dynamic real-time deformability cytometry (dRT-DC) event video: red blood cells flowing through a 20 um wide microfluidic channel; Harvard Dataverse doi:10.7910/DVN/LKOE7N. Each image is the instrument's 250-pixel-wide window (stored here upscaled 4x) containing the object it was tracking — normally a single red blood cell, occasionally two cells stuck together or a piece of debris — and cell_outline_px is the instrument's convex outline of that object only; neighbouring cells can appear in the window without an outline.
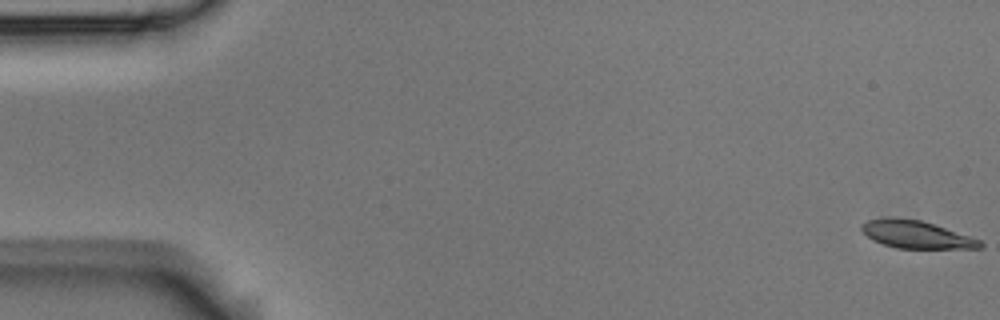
{"species": "Egyptian fruit bat (a non-hibernating species)", "species_latin": "Rousettus aegyptiacus", "temperature_condition": "room temperature", "stored_images_in_passage": 55, "camera_frame_rate_fps": 3000, "um_per_image_px": 0.085, "animal": {"sex": "male"}, "frame": {"image": 1, "passage_image": 1, "time_ms": 0.0, "image_size_px": [1000, 320], "cell_outline_px": [[984, 244], [980, 248], [896, 248], [872, 240], [860, 232], [860, 224], [868, 220], [888, 216], [920, 220], [980, 240]], "centroid_in_image_um": [77.77, 19.92], "position_along_channel_um": 7.2, "area_um2": 18.96}}
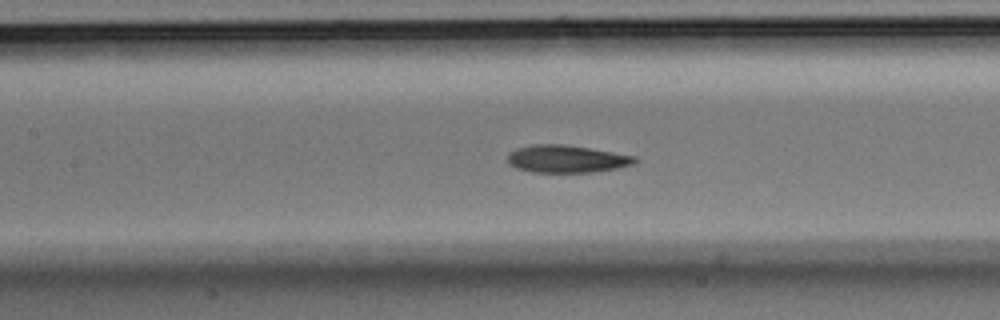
{"frame": {"image": 2, "passage_image": 25, "time_ms": 8.0, "image_size_px": [1000, 320], "cell_outline_px": [[640, 160], [636, 164], [616, 168], [592, 172], [532, 172], [516, 168], [508, 164], [508, 152], [516, 148], [532, 144], [564, 144], [636, 156]], "centroid_in_image_um": [48.16, 13.5], "position_along_channel_um": 159.2, "area_um2": 20.52}}
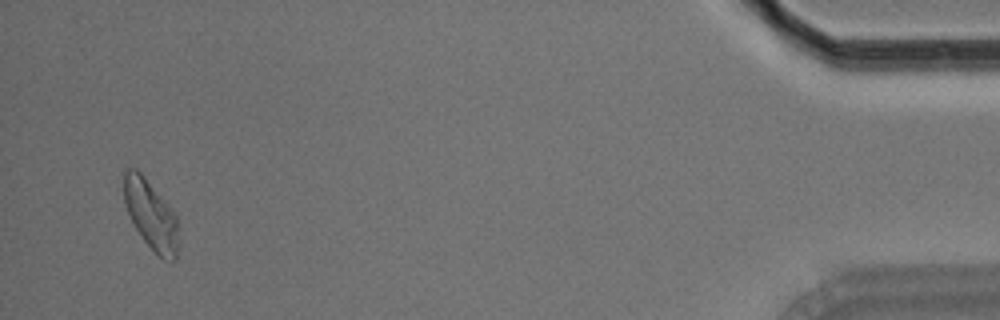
{"frame": {"image": 3, "passage_image": 53, "time_ms": 17.333, "image_size_px": [1000, 320], "cell_outline_px": [[176, 260], [164, 260], [144, 240], [136, 228], [128, 212], [124, 200], [124, 172], [128, 168], [136, 168], [144, 176], [176, 216]], "centroid_in_image_um": [12.78, 18.23], "position_along_channel_um": 422.4, "area_um2": 20.98}, "authors_computed_cell_mechanics": {"area_um2": 20.519, "velocity_mm_per_s": 3.6923, "shape_relaxation_time_tau1_ms": 4.2722, "shape_relaxation_time_tau2_ms": 3.2845, "deformation_change_tau1": 0.1457, "deformation_change_tau2": 0.1036}}